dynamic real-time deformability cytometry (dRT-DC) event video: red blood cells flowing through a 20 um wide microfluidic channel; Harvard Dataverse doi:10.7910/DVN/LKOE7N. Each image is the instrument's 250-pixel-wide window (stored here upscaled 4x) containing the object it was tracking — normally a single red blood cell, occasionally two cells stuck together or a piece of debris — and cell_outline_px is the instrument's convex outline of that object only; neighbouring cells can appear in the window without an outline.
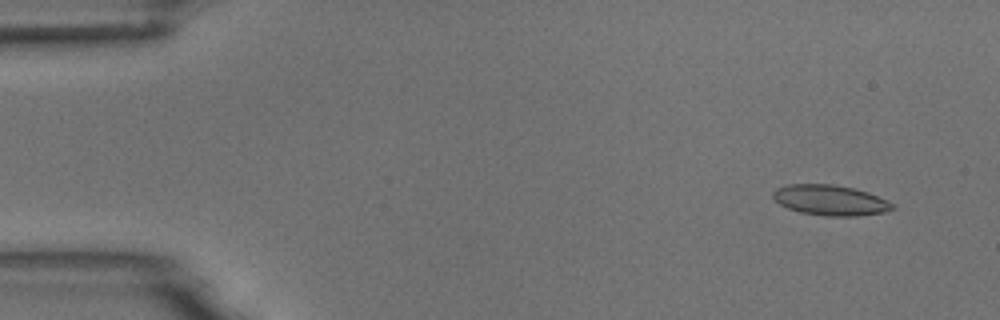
{"species": "common noctule bat (a hibernating species)", "species_latin": "Nyctalus noctula", "temperature_condition": "room temperature", "stored_images_in_passage": 5, "camera_frame_rate_fps": 3000, "um_per_image_px": 0.085, "animal": {"sex": "male", "body_mass_g": 18.8}, "frame": {"image": 1, "passage_image": 1, "time_ms": 0.0, "image_size_px": [1000, 320], "cell_outline_px": [[896, 208], [884, 212], [856, 216], [824, 216], [800, 212], [788, 208], [780, 204], [772, 196], [772, 192], [776, 188], [788, 184], [832, 184], [852, 188], [868, 192], [896, 204]], "centroid_in_image_um": [70.58, 17.02], "position_along_channel_um": 14.4, "area_um2": 21.21}}
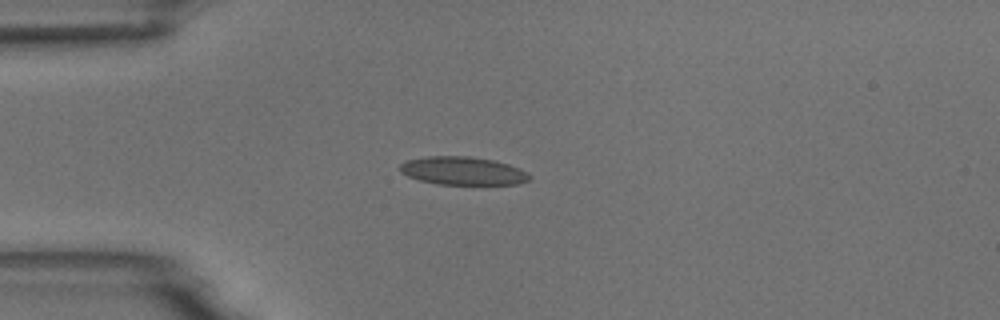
{"frame": {"image": 2, "passage_image": 4, "time_ms": 3.333, "image_size_px": [1000, 320], "cell_outline_px": [[532, 176], [528, 180], [520, 184], [436, 184], [420, 180], [408, 176], [400, 172], [400, 164], [404, 160], [428, 156], [468, 156], [492, 160], [508, 164], [520, 168], [528, 172]], "centroid_in_image_um": [39.34, 14.52], "position_along_channel_um": 45.7, "area_um2": 21.33}}